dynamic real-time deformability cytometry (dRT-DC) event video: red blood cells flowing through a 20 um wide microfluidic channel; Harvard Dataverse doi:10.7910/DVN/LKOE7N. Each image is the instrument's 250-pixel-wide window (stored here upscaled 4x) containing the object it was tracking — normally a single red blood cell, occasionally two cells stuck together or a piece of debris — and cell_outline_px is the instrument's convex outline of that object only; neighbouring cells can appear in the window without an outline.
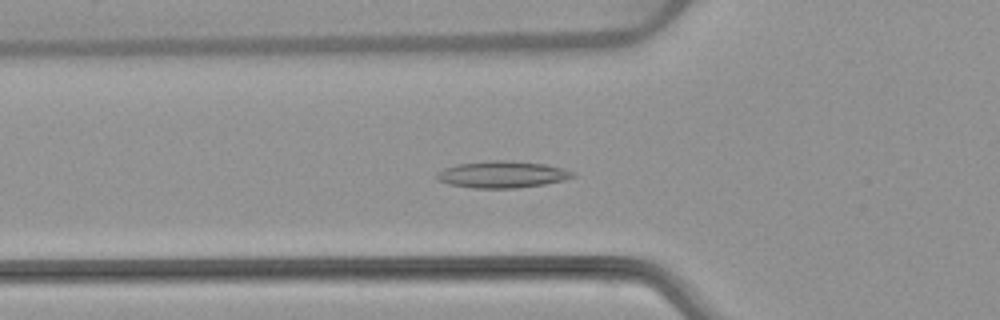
{"species": "common noctule bat (a hibernating species)", "species_latin": "Nyctalus noctula", "temperature_condition": "warm", "stored_images_in_passage": 44, "camera_frame_rate_fps": 3000, "um_per_image_px": 0.085, "animal": {"sex": "female", "body_mass_g": 22.7, "forearm_length_mm": 54.2}, "frame": {"image": 1, "passage_image": 9, "time_ms": 2.667, "image_size_px": [1000, 320], "cell_outline_px": [[576, 176], [564, 180], [544, 184], [516, 188], [472, 188], [448, 184], [436, 180], [436, 172], [444, 168], [456, 164], [492, 160], [508, 160], [544, 164], [564, 168], [572, 172]], "centroid_in_image_um": [42.65, 14.83], "position_along_channel_um": 83.2, "area_um2": 21.33}}
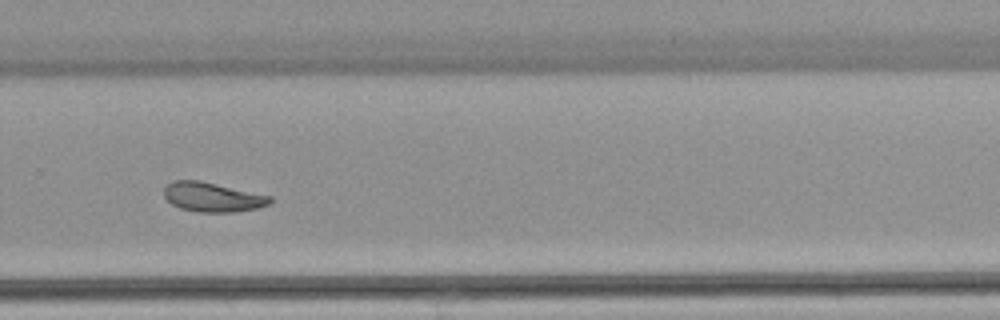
{"frame": {"image": 2, "passage_image": 27, "time_ms": 8.667, "image_size_px": [1000, 320], "cell_outline_px": [[272, 204], [256, 208], [236, 212], [196, 212], [180, 208], [172, 204], [164, 196], [164, 188], [172, 180], [200, 180], [272, 196]], "centroid_in_image_um": [18.08, 16.75], "position_along_channel_um": 311.7, "area_um2": 18.32}}
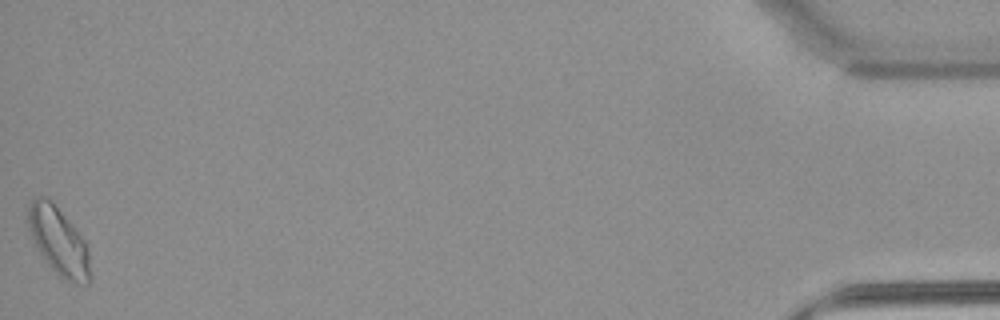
{"frame": {"image": 3, "passage_image": 44, "time_ms": 14.333, "image_size_px": [1000, 320], "cell_outline_px": [[92, 280], [88, 284], [76, 284], [60, 276], [44, 260], [32, 240], [28, 228], [28, 204], [36, 196], [48, 196], [52, 200], [72, 224], [84, 240], [88, 248]], "centroid_in_image_um": [4.99, 20.49], "position_along_channel_um": 430.2, "area_um2": 24.85}, "authors_computed_cell_mechanics": {"area_um2": 18.7561, "velocity_mm_per_s": 3.8154, "shape_relaxation_time_tau1_ms": null, "shape_relaxation_time_tau2_ms": 3.9644, "deformation_change_tau1": null, "deformation_change_tau2": 0.0994}}